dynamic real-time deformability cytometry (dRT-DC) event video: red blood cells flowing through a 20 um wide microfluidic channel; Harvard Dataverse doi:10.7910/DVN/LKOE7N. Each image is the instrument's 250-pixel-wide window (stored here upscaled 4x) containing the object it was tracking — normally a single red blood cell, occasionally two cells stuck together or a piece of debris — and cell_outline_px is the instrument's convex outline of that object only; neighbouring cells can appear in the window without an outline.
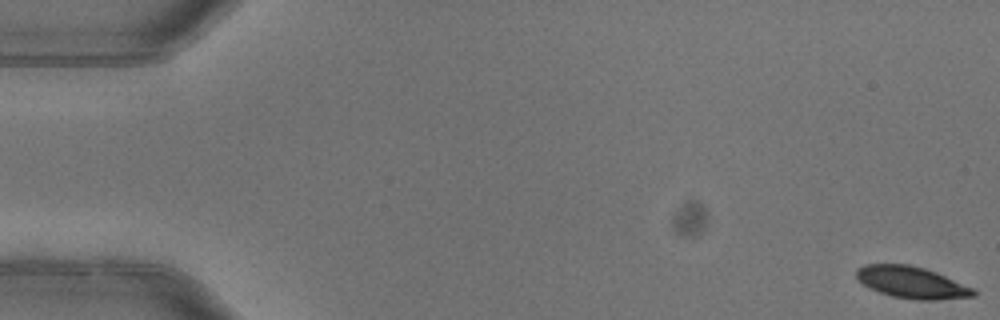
{"species": "common noctule bat (a hibernating species)", "species_latin": "Nyctalus noctula", "temperature_condition": "warm", "stored_images_in_passage": 5, "camera_frame_rate_fps": 3000, "um_per_image_px": 0.085, "animal": {"sex": "female"}, "frame": {"image": 1, "passage_image": 1, "time_ms": 0.0, "image_size_px": [1000, 320], "cell_outline_px": [[976, 296], [936, 300], [912, 300], [892, 296], [868, 288], [856, 280], [856, 268], [864, 264], [908, 264], [924, 268], [936, 272], [972, 288], [976, 292]], "centroid_in_image_um": [77.43, 24.01], "position_along_channel_um": 7.6, "area_um2": 21.79}}
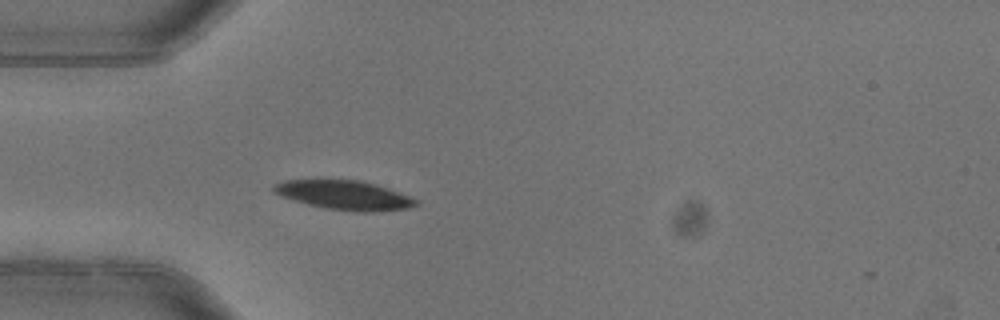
{"frame": {"image": 2, "passage_image": 5, "time_ms": 1.333, "image_size_px": [1000, 320], "cell_outline_px": [[420, 204], [408, 208], [376, 212], [356, 212], [324, 208], [308, 204], [280, 196], [272, 192], [272, 184], [284, 180], [364, 180], [400, 192], [420, 200]], "centroid_in_image_um": [29.3, 16.59], "position_along_channel_um": 55.7, "area_um2": 24.57}}